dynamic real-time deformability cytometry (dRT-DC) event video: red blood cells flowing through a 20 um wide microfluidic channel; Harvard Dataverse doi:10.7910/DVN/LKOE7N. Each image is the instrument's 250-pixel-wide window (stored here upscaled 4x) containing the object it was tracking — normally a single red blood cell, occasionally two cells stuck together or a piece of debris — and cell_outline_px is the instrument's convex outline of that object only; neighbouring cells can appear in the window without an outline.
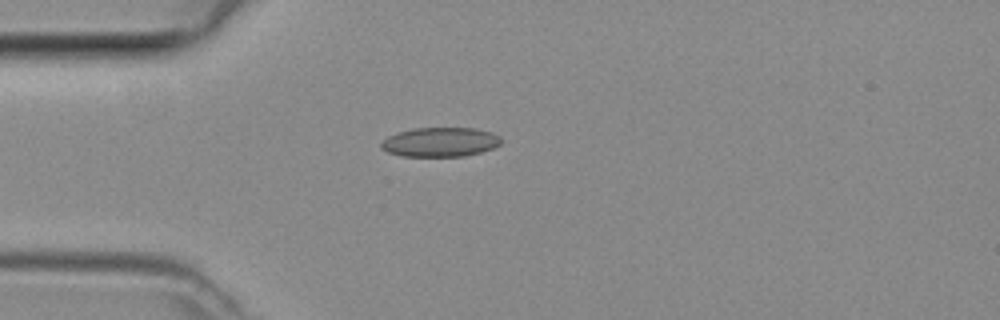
{"species": "common noctule bat (a hibernating species)", "species_latin": "Nyctalus noctula", "temperature_condition": "room temperature", "stored_images_in_passage": 33, "camera_frame_rate_fps": 3000, "um_per_image_px": 0.085, "animal": {"sex": "female", "body_mass_g": 29.2, "forearm_length_mm": 56.3}, "frame": {"image": 1, "passage_image": 2, "time_ms": 0.333, "image_size_px": [1000, 320], "cell_outline_px": [[504, 140], [500, 144], [492, 148], [480, 152], [464, 156], [404, 156], [388, 152], [380, 148], [380, 144], [388, 136], [396, 132], [416, 128], [472, 128], [492, 132], [500, 136]], "centroid_in_image_um": [37.43, 12.07], "position_along_channel_um": 47.6, "area_um2": 20.52}}
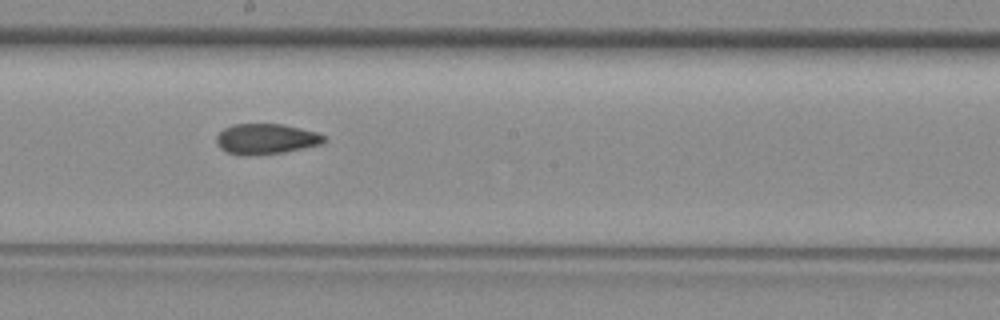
{"frame": {"image": 2, "passage_image": 15, "time_ms": 4.667, "image_size_px": [1000, 320], "cell_outline_px": [[324, 140], [320, 144], [284, 152], [248, 156], [244, 156], [228, 152], [220, 148], [216, 144], [216, 136], [224, 128], [232, 124], [284, 124], [316, 132], [324, 136]], "centroid_in_image_um": [22.55, 11.81], "position_along_channel_um": 225.6, "area_um2": 19.02}}
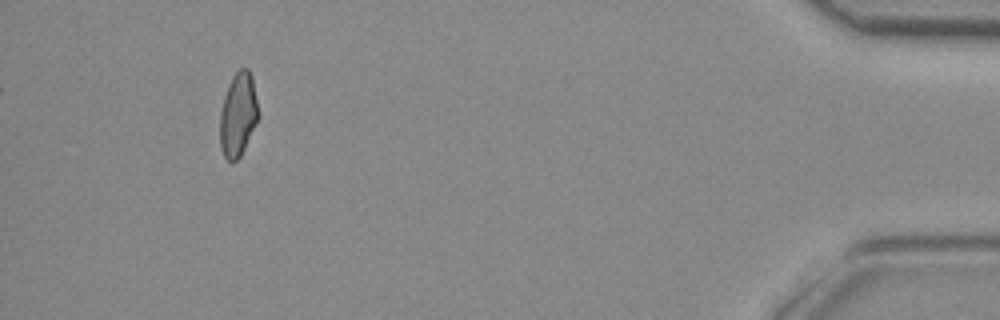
{"frame": {"image": 3, "passage_image": 33, "time_ms": 10.667, "image_size_px": [1000, 320], "cell_outline_px": [[260, 116], [240, 156], [232, 164], [224, 156], [220, 144], [220, 112], [224, 96], [228, 84], [232, 76], [240, 68], [248, 68], [252, 76]], "centroid_in_image_um": [20.24, 9.73], "position_along_channel_um": 415.0, "area_um2": 18.84}}